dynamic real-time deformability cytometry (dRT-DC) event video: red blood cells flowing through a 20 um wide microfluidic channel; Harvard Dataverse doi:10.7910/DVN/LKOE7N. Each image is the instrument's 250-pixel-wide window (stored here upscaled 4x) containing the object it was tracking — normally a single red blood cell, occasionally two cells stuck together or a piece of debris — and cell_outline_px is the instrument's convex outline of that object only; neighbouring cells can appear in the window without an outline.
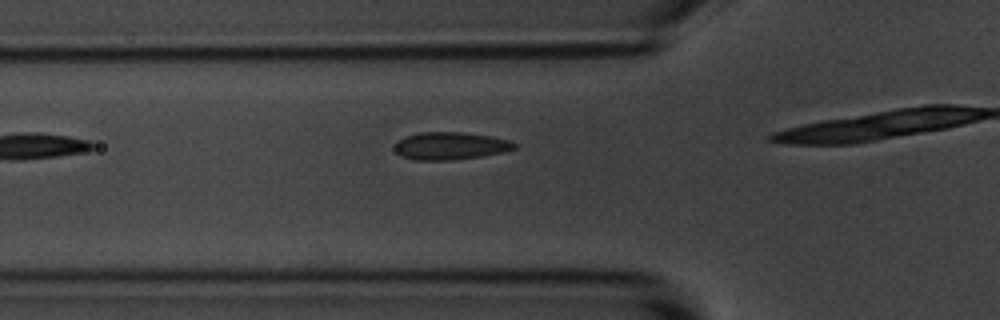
{"species": "common noctule bat (a hibernating species)", "species_latin": "Nyctalus noctula", "temperature_condition": "room temperature", "stored_images_in_passage": 7, "camera_frame_rate_fps": 3000, "um_per_image_px": 0.085, "animal": {"sex": "male", "body_mass_g": 20.1, "forearm_length_mm": 53.5}, "frame": {"image": 1, "passage_image": 3, "time_ms": 2.333, "image_size_px": [1000, 320], "cell_outline_px": [[516, 148], [504, 152], [480, 156], [452, 160], [416, 160], [400, 156], [396, 152], [396, 144], [404, 136], [420, 132], [464, 132], [492, 136], [512, 140], [516, 144]], "centroid_in_image_um": [38.31, 12.39], "position_along_channel_um": 87.5, "area_um2": 19.31}}